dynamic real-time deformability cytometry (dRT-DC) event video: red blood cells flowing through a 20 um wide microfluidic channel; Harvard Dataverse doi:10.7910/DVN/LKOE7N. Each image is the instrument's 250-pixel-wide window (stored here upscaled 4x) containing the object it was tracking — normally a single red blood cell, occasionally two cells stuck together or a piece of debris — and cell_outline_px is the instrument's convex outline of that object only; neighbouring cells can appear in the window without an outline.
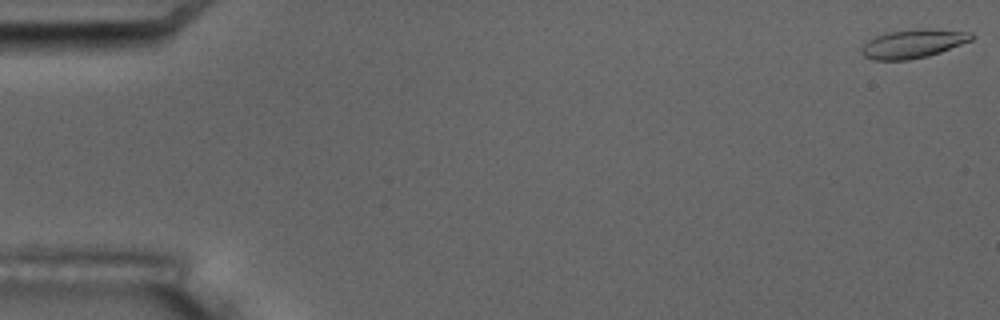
{"species": "common noctule bat (a hibernating species)", "species_latin": "Nyctalus noctula", "temperature_condition": "room temperature", "stored_images_in_passage": 3, "camera_frame_rate_fps": 3000, "um_per_image_px": 0.085, "animal": {"sex": "male", "body_mass_g": 17.5, "forearm_length_mm": 52.3}, "frame": {"image": 1, "passage_image": 1, "time_ms": 0.0, "image_size_px": [1000, 320], "cell_outline_px": [[976, 36], [972, 40], [940, 52], [928, 56], [908, 60], [872, 60], [864, 56], [860, 52], [860, 48], [868, 40], [884, 32], [916, 28], [928, 28], [972, 32]], "centroid_in_image_um": [77.61, 3.7], "position_along_channel_um": 7.4, "area_um2": 18.73}}